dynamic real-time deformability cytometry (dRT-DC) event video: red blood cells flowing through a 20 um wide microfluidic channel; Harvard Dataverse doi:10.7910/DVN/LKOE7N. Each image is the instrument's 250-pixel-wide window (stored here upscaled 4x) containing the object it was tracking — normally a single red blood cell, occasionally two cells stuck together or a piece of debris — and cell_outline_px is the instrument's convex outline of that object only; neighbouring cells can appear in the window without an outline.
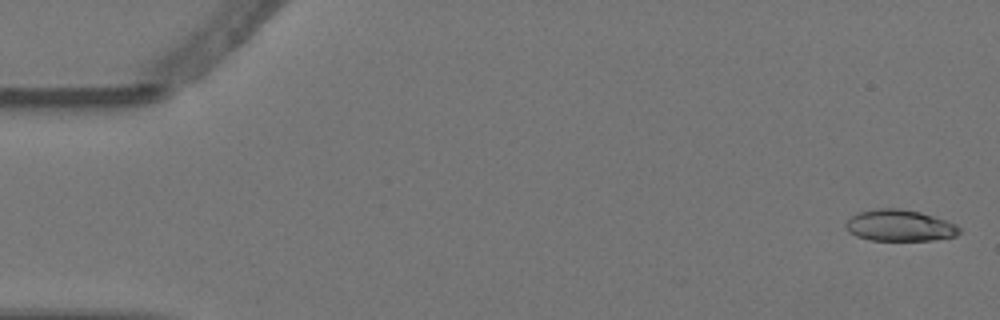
{"species": "Egyptian fruit bat (a non-hibernating species)", "species_latin": "Rousettus aegyptiacus", "temperature_condition": "warm", "stored_images_in_passage": 4, "camera_frame_rate_fps": 3000, "um_per_image_px": 0.085, "animal": {"sex": "female"}, "frame": {"image": 1, "passage_image": 1, "time_ms": 0.0, "image_size_px": [1000, 320], "cell_outline_px": [[960, 232], [956, 236], [932, 240], [872, 240], [856, 236], [848, 232], [844, 224], [852, 216], [860, 212], [876, 208], [900, 208], [920, 212], [956, 224], [960, 228]], "centroid_in_image_um": [76.45, 19.17], "position_along_channel_um": 8.5, "area_um2": 20.69}}
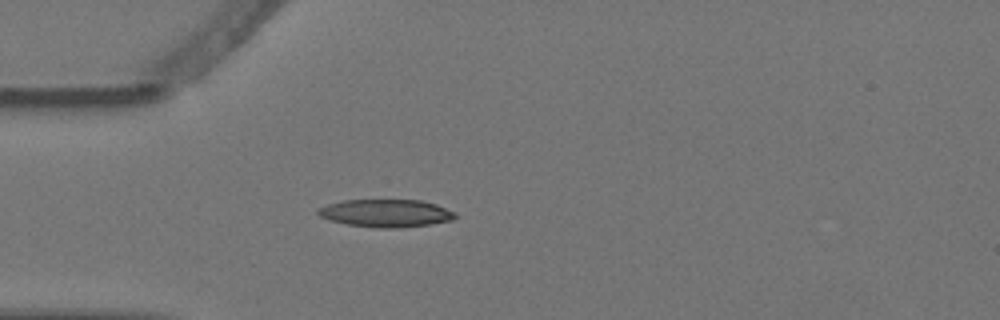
{"frame": {"image": 2, "passage_image": 4, "time_ms": 1.0, "image_size_px": [1000, 320], "cell_outline_px": [[456, 216], [452, 220], [428, 224], [400, 228], [376, 228], [348, 224], [332, 220], [320, 216], [316, 212], [316, 208], [328, 204], [344, 200], [420, 200], [436, 204], [456, 212]], "centroid_in_image_um": [32.8, 18.11], "position_along_channel_um": 52.2, "area_um2": 22.08}}